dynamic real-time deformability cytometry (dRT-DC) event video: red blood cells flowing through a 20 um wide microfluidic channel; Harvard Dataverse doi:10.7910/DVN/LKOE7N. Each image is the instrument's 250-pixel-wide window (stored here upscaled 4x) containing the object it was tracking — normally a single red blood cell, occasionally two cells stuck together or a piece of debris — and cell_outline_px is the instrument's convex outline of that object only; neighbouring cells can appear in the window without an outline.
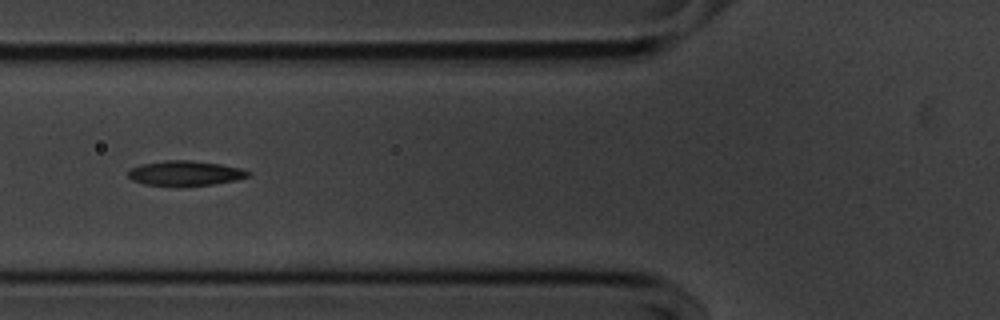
{"species": "common noctule bat (a hibernating species)", "species_latin": "Nyctalus noctula", "temperature_condition": "cold", "stored_images_in_passage": 47, "camera_frame_rate_fps": 3000, "um_per_image_px": 0.085, "animal": {"sex": "male", "body_mass_g": 20.1, "forearm_length_mm": 53.5}, "frame": {"image": 1, "passage_image": 12, "time_ms": 3.667, "image_size_px": [1000, 320], "cell_outline_px": [[252, 172], [248, 176], [236, 180], [212, 184], [180, 188], [144, 184], [132, 180], [128, 176], [128, 172], [132, 168], [140, 164], [164, 160], [192, 160], [220, 164], [240, 168]], "centroid_in_image_um": [15.72, 14.74], "position_along_channel_um": 110.1, "area_um2": 17.86}}
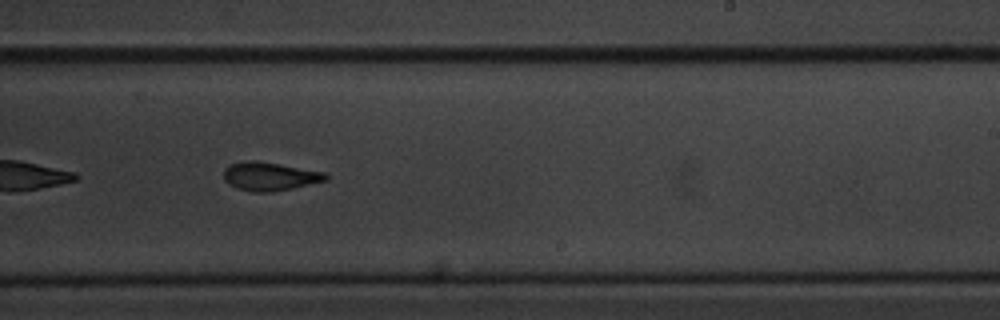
{"frame": {"image": 2, "passage_image": 25, "time_ms": 8.0, "image_size_px": [1000, 320], "cell_outline_px": [[328, 180], [292, 188], [272, 192], [252, 192], [236, 188], [228, 184], [224, 180], [224, 168], [232, 164], [244, 160], [256, 160], [324, 172], [328, 176]], "centroid_in_image_um": [22.89, 14.99], "position_along_channel_um": 266.1, "area_um2": 16.94}}
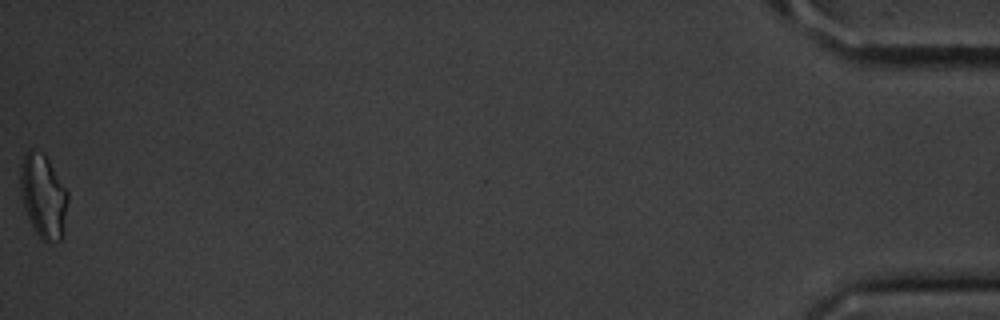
{"frame": {"image": 3, "passage_image": 47, "time_ms": 15.333, "image_size_px": [1000, 320], "cell_outline_px": [[68, 200], [64, 232], [60, 240], [48, 244], [32, 228], [24, 204], [20, 188], [20, 164], [28, 148], [32, 148], [44, 156], [48, 160], [68, 192]], "centroid_in_image_um": [3.69, 16.69], "position_along_channel_um": 431.5, "area_um2": 23.0}, "authors_computed_cell_mechanics": {"area_um2": 17.7446, "velocity_mm_per_s": 3.5955, "shape_relaxation_time_tau1_ms": 2.4471, "shape_relaxation_time_tau2_ms": 3.7515, "deformation_change_tau1": 0.1204, "deformation_change_tau2": 0.1007}}